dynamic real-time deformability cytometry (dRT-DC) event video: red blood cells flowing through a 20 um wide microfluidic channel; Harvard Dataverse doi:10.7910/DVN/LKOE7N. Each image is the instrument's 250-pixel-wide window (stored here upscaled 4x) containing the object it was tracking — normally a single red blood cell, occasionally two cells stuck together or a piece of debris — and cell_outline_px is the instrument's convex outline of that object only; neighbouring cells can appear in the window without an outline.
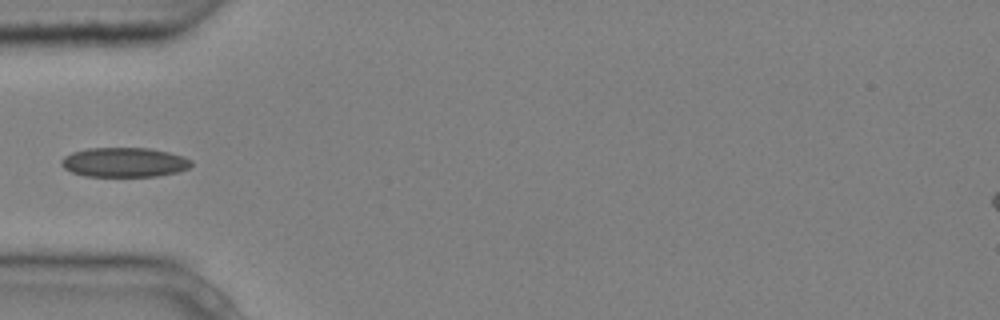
{"species": "common noctule bat (a hibernating species)", "species_latin": "Nyctalus noctula", "temperature_condition": "cold", "stored_images_in_passage": 5, "camera_frame_rate_fps": 3000, "um_per_image_px": 0.085, "animal": {"sex": "male", "body_mass_g": 20.4}, "frame": {"image": 1, "passage_image": 5, "time_ms": 1.333, "image_size_px": [1000, 320], "cell_outline_px": [[192, 164], [188, 168], [176, 172], [156, 176], [84, 176], [72, 172], [64, 168], [60, 164], [60, 160], [64, 156], [72, 152], [88, 148], [148, 148], [168, 152], [184, 156], [192, 160]], "centroid_in_image_um": [10.54, 13.79], "position_along_channel_um": 74.5, "area_um2": 22.37}}